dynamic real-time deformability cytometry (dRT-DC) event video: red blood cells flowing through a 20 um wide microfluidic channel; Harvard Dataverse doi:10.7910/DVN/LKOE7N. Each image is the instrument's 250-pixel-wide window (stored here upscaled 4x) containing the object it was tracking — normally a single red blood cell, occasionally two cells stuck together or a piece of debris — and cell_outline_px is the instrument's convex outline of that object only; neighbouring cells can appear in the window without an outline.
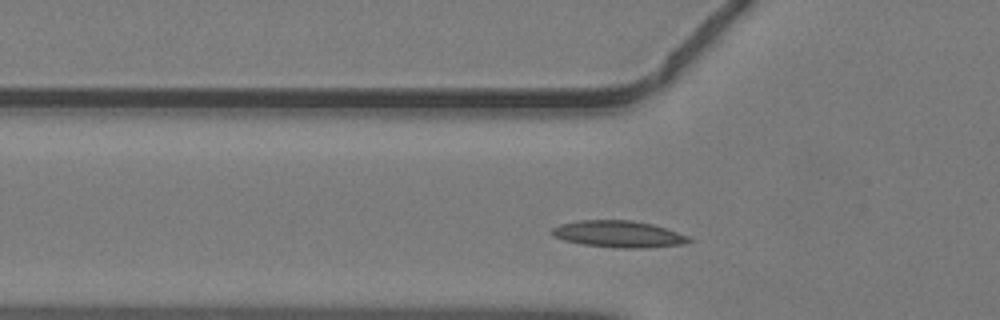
{"species": "common noctule bat (a hibernating species)", "species_latin": "Nyctalus noctula", "temperature_condition": "warm", "stored_images_in_passage": 9, "camera_frame_rate_fps": 3000, "um_per_image_px": 0.085, "animal": {"sex": "male", "body_mass_g": 19.2, "forearm_length_mm": 51.8}, "frame": {"image": 1, "passage_image": 7, "time_ms": 2.0, "image_size_px": [1000, 320], "cell_outline_px": [[692, 240], [684, 244], [648, 248], [616, 248], [584, 244], [564, 240], [552, 236], [548, 232], [552, 228], [560, 224], [580, 220], [632, 220], [652, 224], [688, 236]], "centroid_in_image_um": [52.54, 19.9], "position_along_channel_um": 73.3, "area_um2": 21.33}}